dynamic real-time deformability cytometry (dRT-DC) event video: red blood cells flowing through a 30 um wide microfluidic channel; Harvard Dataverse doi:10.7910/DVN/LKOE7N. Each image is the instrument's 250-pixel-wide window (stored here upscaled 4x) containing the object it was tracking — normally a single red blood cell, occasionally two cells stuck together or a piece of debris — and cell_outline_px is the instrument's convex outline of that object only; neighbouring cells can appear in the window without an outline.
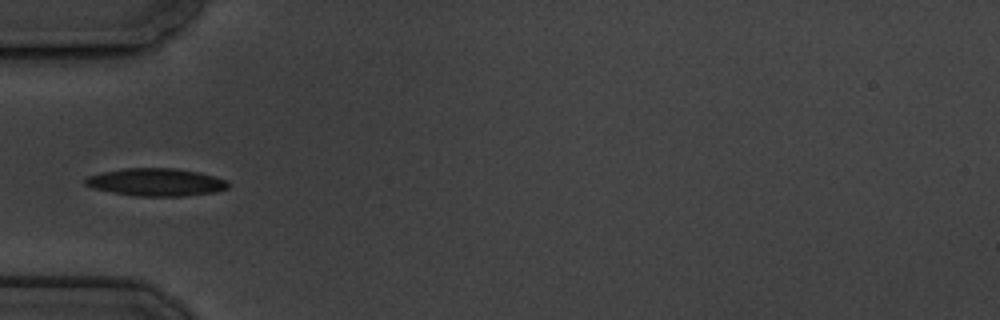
{"species": "common noctule bat (a hibernating species)", "species_latin": "Nyctalus noctula", "temperature_condition": "cold", "stored_images_in_passage": 10, "camera_frame_rate_fps": 3000, "um_per_image_px": 0.085, "animal": {"sex": "male", "body_mass_g": 19.5, "forearm_length_mm": 54.6}, "frame": {"image": 1, "passage_image": 6, "time_ms": 6.333, "image_size_px": [1000, 320], "cell_outline_px": [[228, 188], [216, 192], [184, 196], [136, 196], [112, 192], [92, 188], [84, 184], [84, 180], [88, 176], [100, 172], [120, 168], [176, 168], [200, 172], [216, 176], [228, 180]], "centroid_in_image_um": [13.27, 15.47], "position_along_channel_um": 71.7, "area_um2": 23.35}}
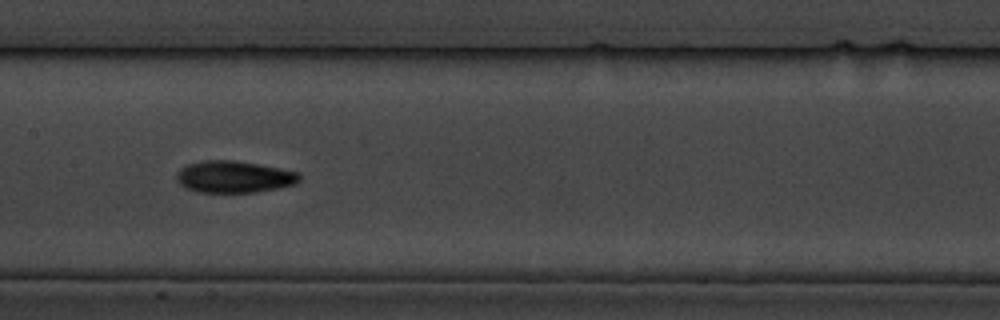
{"frame": {"image": 2, "passage_image": 9, "time_ms": 9.667, "image_size_px": [1000, 320], "cell_outline_px": [[300, 180], [292, 184], [280, 188], [256, 192], [196, 192], [184, 188], [176, 180], [176, 176], [180, 168], [188, 164], [200, 160], [236, 160], [300, 172]], "centroid_in_image_um": [19.86, 15.03], "position_along_channel_um": 187.5, "area_um2": 22.95}}
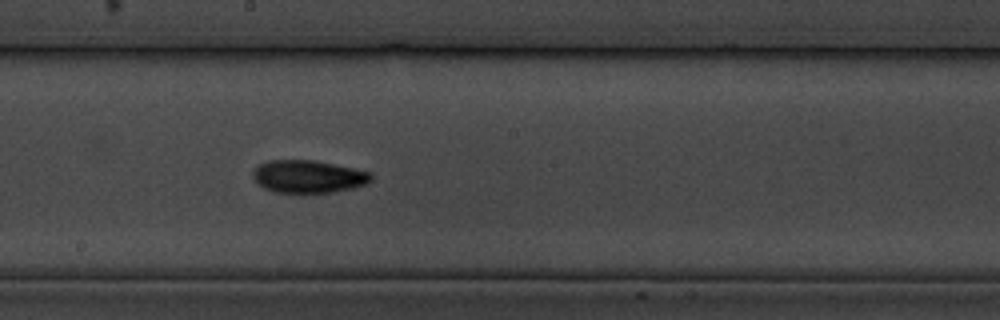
{"frame": {"image": 3, "passage_image": 10, "time_ms": 10.667, "image_size_px": [1000, 320], "cell_outline_px": [[372, 180], [368, 184], [352, 188], [332, 192], [276, 192], [264, 188], [252, 176], [252, 172], [260, 164], [268, 160], [312, 160], [372, 172]], "centroid_in_image_um": [26.23, 15.0], "position_along_channel_um": 222.0, "area_um2": 22.25}}